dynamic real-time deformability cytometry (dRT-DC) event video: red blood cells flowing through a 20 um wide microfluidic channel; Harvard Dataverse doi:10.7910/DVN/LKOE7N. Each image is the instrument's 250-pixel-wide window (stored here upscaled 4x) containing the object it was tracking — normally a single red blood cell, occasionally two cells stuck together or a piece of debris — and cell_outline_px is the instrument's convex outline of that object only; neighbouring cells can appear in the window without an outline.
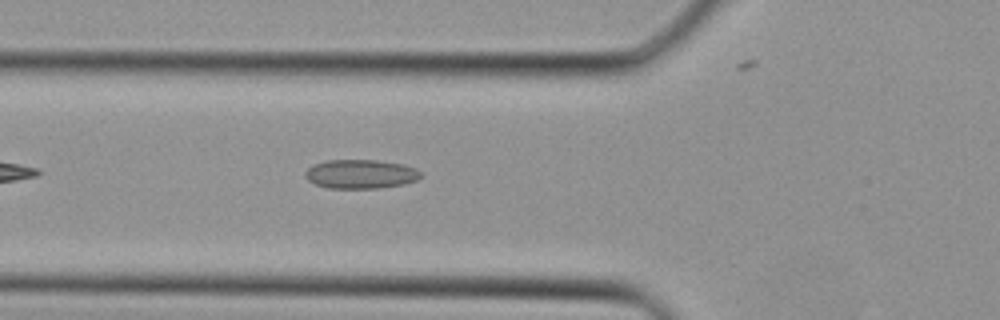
{"species": "Egyptian fruit bat (a non-hibernating species)", "species_latin": "Rousettus aegyptiacus", "temperature_condition": "cold", "stored_images_in_passage": 24, "camera_frame_rate_fps": 3000, "um_per_image_px": 0.085, "animal": {"sex": "female"}, "frame": {"image": 1, "passage_image": 3, "time_ms": 0.667, "image_size_px": [1000, 320], "cell_outline_px": [[424, 176], [416, 180], [404, 184], [380, 188], [328, 188], [316, 184], [308, 180], [304, 176], [304, 172], [312, 164], [328, 160], [376, 160], [404, 164], [416, 168]], "centroid_in_image_um": [30.66, 14.79], "position_along_channel_um": 95.1, "area_um2": 19.71}}
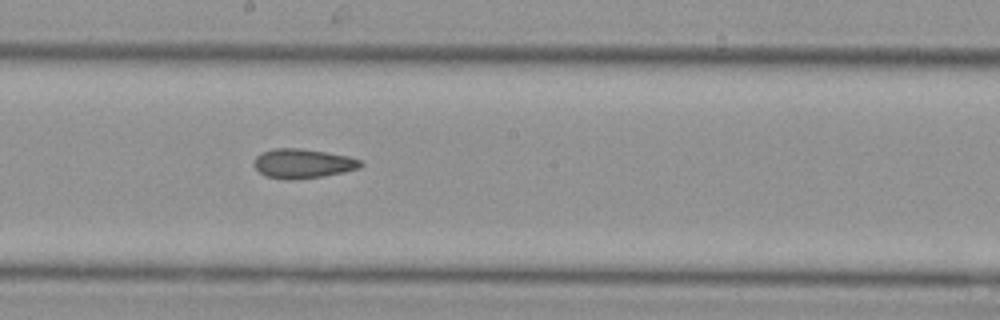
{"frame": {"image": 2, "passage_image": 10, "time_ms": 3.0, "image_size_px": [1000, 320], "cell_outline_px": [[364, 164], [360, 168], [344, 172], [324, 176], [288, 180], [284, 180], [264, 176], [252, 164], [256, 156], [260, 152], [276, 148], [300, 148], [348, 156], [360, 160]], "centroid_in_image_um": [25.71, 13.9], "position_along_channel_um": 222.5, "area_um2": 18.38}}
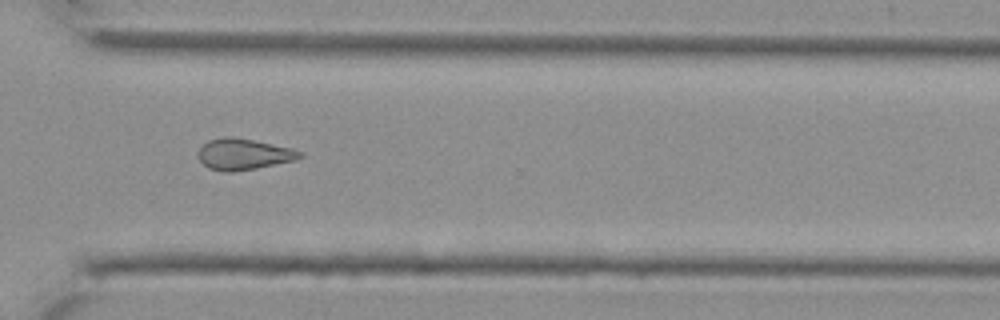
{"frame": {"image": 3, "passage_image": 17, "time_ms": 5.333, "image_size_px": [1000, 320], "cell_outline_px": [[304, 156], [296, 160], [256, 168], [232, 172], [224, 172], [208, 168], [200, 160], [200, 148], [208, 140], [224, 136], [232, 136], [292, 148], [304, 152]], "centroid_in_image_um": [20.74, 13.11], "position_along_channel_um": 349.9, "area_um2": 18.38}}